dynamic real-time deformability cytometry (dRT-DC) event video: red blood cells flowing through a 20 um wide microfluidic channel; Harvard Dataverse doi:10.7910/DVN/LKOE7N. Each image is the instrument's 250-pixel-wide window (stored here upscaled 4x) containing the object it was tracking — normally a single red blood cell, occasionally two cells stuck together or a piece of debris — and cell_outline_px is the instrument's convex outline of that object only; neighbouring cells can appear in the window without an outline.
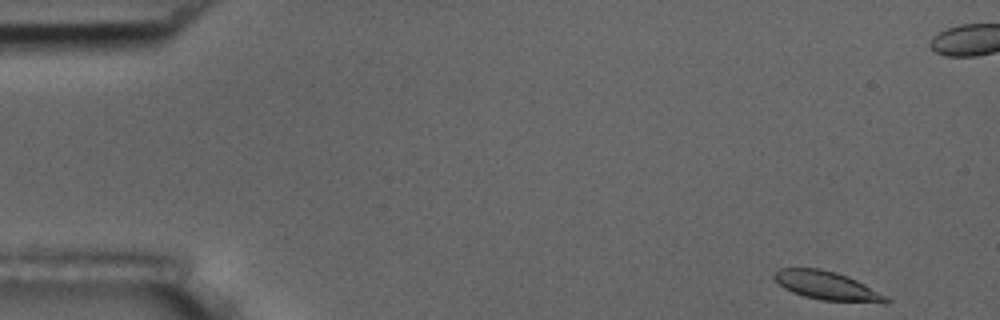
{"species": "common noctule bat (a hibernating species)", "species_latin": "Nyctalus noctula", "temperature_condition": "room temperature", "stored_images_in_passage": 53, "camera_frame_rate_fps": 3000, "um_per_image_px": 0.085, "animal": {"sex": "male", "body_mass_g": 17.5, "forearm_length_mm": 52.3}, "frame": {"image": 1, "passage_image": 1, "time_ms": 0.0, "image_size_px": [1000, 320], "cell_outline_px": [[892, 300], [888, 304], [884, 304], [820, 300], [804, 296], [792, 292], [784, 288], [772, 276], [772, 272], [780, 268], [820, 268], [836, 272], [848, 276], [888, 296]], "centroid_in_image_um": [70.35, 24.3], "position_along_channel_um": 14.7, "area_um2": 19.02}}
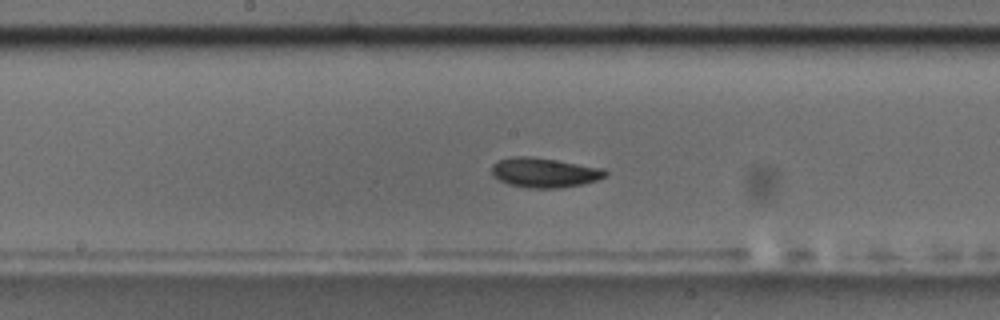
{"frame": {"image": 2, "passage_image": 26, "time_ms": 8.333, "image_size_px": [1000, 320], "cell_outline_px": [[608, 176], [584, 184], [560, 188], [528, 188], [508, 184], [492, 176], [492, 164], [500, 160], [512, 156], [528, 156], [556, 160], [604, 168], [608, 172]], "centroid_in_image_um": [46.29, 14.67], "position_along_channel_um": 201.9, "area_um2": 19.77}}
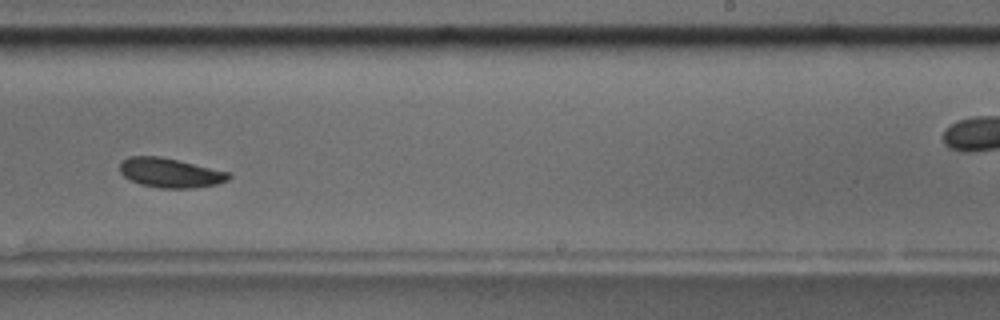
{"frame": {"image": 3, "passage_image": 32, "time_ms": 10.333, "image_size_px": [1000, 320], "cell_outline_px": [[232, 176], [228, 180], [216, 184], [192, 188], [160, 188], [140, 184], [124, 176], [120, 172], [120, 164], [128, 156], [160, 156], [232, 172]], "centroid_in_image_um": [14.51, 14.68], "position_along_channel_um": 274.5, "area_um2": 18.73}, "authors_computed_cell_mechanics": {"area_um2": 19.0162, "velocity_mm_per_s": 3.6342, "shape_relaxation_time_tau1_ms": 4.0789, "shape_relaxation_time_tau2_ms": 9.6269, "deformation_change_tau1": 0.1339, "deformation_change_tau2": 0.1151}}